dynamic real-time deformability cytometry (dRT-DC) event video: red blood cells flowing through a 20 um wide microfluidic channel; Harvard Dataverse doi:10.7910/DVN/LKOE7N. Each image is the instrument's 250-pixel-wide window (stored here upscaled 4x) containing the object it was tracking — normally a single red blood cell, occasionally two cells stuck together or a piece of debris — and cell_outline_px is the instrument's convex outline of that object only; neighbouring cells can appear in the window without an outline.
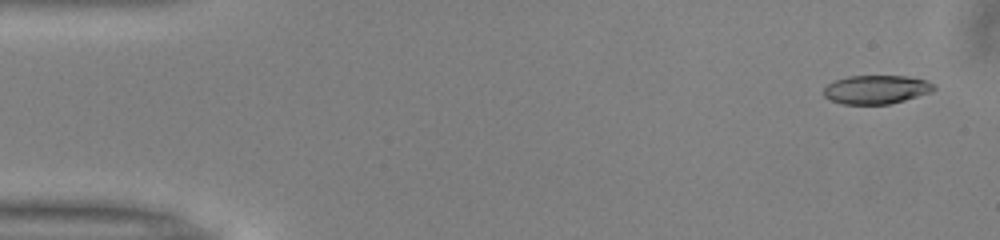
{"species": "common noctule bat (a hibernating species)", "species_latin": "Nyctalus noctula", "temperature_condition": "warm", "stored_images_in_passage": 52, "camera_frame_rate_fps": 3000, "um_per_image_px": 0.085, "animal": {"sex": "male", "body_mass_g": 13.0, "forearm_length_mm": 53.1}, "frame": {"image": 1, "passage_image": 3, "time_ms": 0.667, "image_size_px": [1000, 240], "cell_outline_px": [[936, 88], [932, 92], [904, 100], [888, 104], [844, 104], [832, 100], [824, 96], [824, 88], [828, 84], [836, 80], [848, 76], [908, 76], [924, 80], [936, 84]], "centroid_in_image_um": [74.51, 7.6], "position_along_channel_um": 10.5, "area_um2": 18.32}}
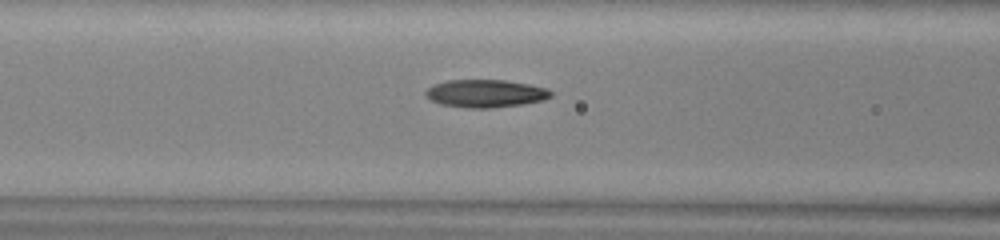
{"frame": {"image": 2, "passage_image": 21, "time_ms": 6.667, "image_size_px": [1000, 240], "cell_outline_px": [[552, 96], [544, 100], [524, 104], [492, 108], [468, 108], [440, 104], [424, 96], [424, 92], [432, 84], [448, 80], [504, 80], [528, 84], [548, 88], [552, 92]], "centroid_in_image_um": [41.26, 7.95], "position_along_channel_um": 125.3, "area_um2": 20.46}}
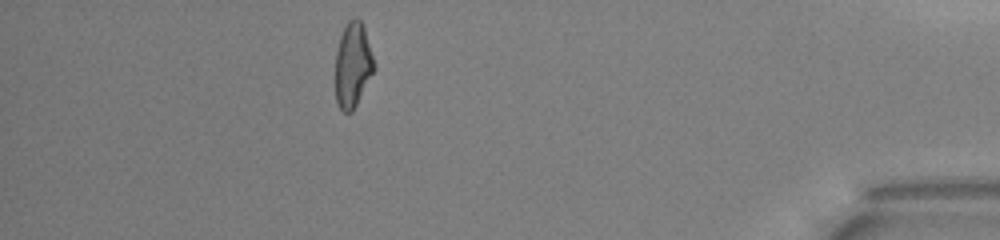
{"frame": {"image": 3, "passage_image": 46, "time_ms": 15.0, "image_size_px": [1000, 240], "cell_outline_px": [[376, 68], [352, 112], [344, 112], [340, 108], [336, 100], [336, 52], [340, 36], [348, 20], [356, 16], [360, 20], [364, 28]], "centroid_in_image_um": [29.99, 5.52], "position_along_channel_um": 405.2, "area_um2": 18.96}, "authors_computed_cell_mechanics": {"area_um2": 19.7387, "velocity_mm_per_s": 4.0062, "shape_relaxation_time_tau1_ms": 5.0407, "shape_relaxation_time_tau2_ms": 2.7596, "deformation_change_tau1": 0.1938, "deformation_change_tau2": 0.1099}}